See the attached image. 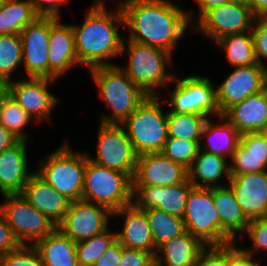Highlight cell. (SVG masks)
Wrapping results in <instances>:
<instances>
[{"mask_svg":"<svg viewBox=\"0 0 267 266\" xmlns=\"http://www.w3.org/2000/svg\"><path fill=\"white\" fill-rule=\"evenodd\" d=\"M233 3H239L247 5L250 8V0H230Z\"/></svg>","mask_w":267,"mask_h":266,"instance_id":"obj_53","label":"cell"},{"mask_svg":"<svg viewBox=\"0 0 267 266\" xmlns=\"http://www.w3.org/2000/svg\"><path fill=\"white\" fill-rule=\"evenodd\" d=\"M241 256L240 247L234 243L209 246L202 252L195 266H232Z\"/></svg>","mask_w":267,"mask_h":266,"instance_id":"obj_39","label":"cell"},{"mask_svg":"<svg viewBox=\"0 0 267 266\" xmlns=\"http://www.w3.org/2000/svg\"><path fill=\"white\" fill-rule=\"evenodd\" d=\"M44 159L35 173L71 202L81 200L87 154L74 152L66 141Z\"/></svg>","mask_w":267,"mask_h":266,"instance_id":"obj_5","label":"cell"},{"mask_svg":"<svg viewBox=\"0 0 267 266\" xmlns=\"http://www.w3.org/2000/svg\"><path fill=\"white\" fill-rule=\"evenodd\" d=\"M20 139L10 132L5 126L0 124V153L16 145Z\"/></svg>","mask_w":267,"mask_h":266,"instance_id":"obj_47","label":"cell"},{"mask_svg":"<svg viewBox=\"0 0 267 266\" xmlns=\"http://www.w3.org/2000/svg\"><path fill=\"white\" fill-rule=\"evenodd\" d=\"M8 95V84L6 81L0 80V107L4 98Z\"/></svg>","mask_w":267,"mask_h":266,"instance_id":"obj_51","label":"cell"},{"mask_svg":"<svg viewBox=\"0 0 267 266\" xmlns=\"http://www.w3.org/2000/svg\"><path fill=\"white\" fill-rule=\"evenodd\" d=\"M96 157L88 156L92 162L126 174L131 180L135 175L137 155L121 124L99 122Z\"/></svg>","mask_w":267,"mask_h":266,"instance_id":"obj_11","label":"cell"},{"mask_svg":"<svg viewBox=\"0 0 267 266\" xmlns=\"http://www.w3.org/2000/svg\"><path fill=\"white\" fill-rule=\"evenodd\" d=\"M232 266H258V263L241 256Z\"/></svg>","mask_w":267,"mask_h":266,"instance_id":"obj_50","label":"cell"},{"mask_svg":"<svg viewBox=\"0 0 267 266\" xmlns=\"http://www.w3.org/2000/svg\"><path fill=\"white\" fill-rule=\"evenodd\" d=\"M124 246L116 240L92 266H117Z\"/></svg>","mask_w":267,"mask_h":266,"instance_id":"obj_46","label":"cell"},{"mask_svg":"<svg viewBox=\"0 0 267 266\" xmlns=\"http://www.w3.org/2000/svg\"><path fill=\"white\" fill-rule=\"evenodd\" d=\"M32 120L31 116L9 94L4 98L0 107V124L20 140H29L24 129L30 122L32 123Z\"/></svg>","mask_w":267,"mask_h":266,"instance_id":"obj_37","label":"cell"},{"mask_svg":"<svg viewBox=\"0 0 267 266\" xmlns=\"http://www.w3.org/2000/svg\"><path fill=\"white\" fill-rule=\"evenodd\" d=\"M115 216H123L124 218L121 231H116L117 240L124 247L156 254L157 248L145 211L139 210L133 204H130L113 212V217Z\"/></svg>","mask_w":267,"mask_h":266,"instance_id":"obj_24","label":"cell"},{"mask_svg":"<svg viewBox=\"0 0 267 266\" xmlns=\"http://www.w3.org/2000/svg\"><path fill=\"white\" fill-rule=\"evenodd\" d=\"M82 200L115 212L132 204V180L120 171L92 162L87 154Z\"/></svg>","mask_w":267,"mask_h":266,"instance_id":"obj_7","label":"cell"},{"mask_svg":"<svg viewBox=\"0 0 267 266\" xmlns=\"http://www.w3.org/2000/svg\"><path fill=\"white\" fill-rule=\"evenodd\" d=\"M251 34L257 63L267 68L264 63V61H267V22L263 18H256L251 29Z\"/></svg>","mask_w":267,"mask_h":266,"instance_id":"obj_42","label":"cell"},{"mask_svg":"<svg viewBox=\"0 0 267 266\" xmlns=\"http://www.w3.org/2000/svg\"><path fill=\"white\" fill-rule=\"evenodd\" d=\"M39 212L58 225L69 209L71 201L47 184L35 172L20 193Z\"/></svg>","mask_w":267,"mask_h":266,"instance_id":"obj_22","label":"cell"},{"mask_svg":"<svg viewBox=\"0 0 267 266\" xmlns=\"http://www.w3.org/2000/svg\"><path fill=\"white\" fill-rule=\"evenodd\" d=\"M206 248L200 239L186 231L160 245L155 258L166 266H195Z\"/></svg>","mask_w":267,"mask_h":266,"instance_id":"obj_28","label":"cell"},{"mask_svg":"<svg viewBox=\"0 0 267 266\" xmlns=\"http://www.w3.org/2000/svg\"><path fill=\"white\" fill-rule=\"evenodd\" d=\"M0 266H44L38 251L31 245L0 256Z\"/></svg>","mask_w":267,"mask_h":266,"instance_id":"obj_41","label":"cell"},{"mask_svg":"<svg viewBox=\"0 0 267 266\" xmlns=\"http://www.w3.org/2000/svg\"><path fill=\"white\" fill-rule=\"evenodd\" d=\"M23 46L20 34L0 35V80L12 81L18 66H23Z\"/></svg>","mask_w":267,"mask_h":266,"instance_id":"obj_35","label":"cell"},{"mask_svg":"<svg viewBox=\"0 0 267 266\" xmlns=\"http://www.w3.org/2000/svg\"><path fill=\"white\" fill-rule=\"evenodd\" d=\"M158 96L147 99L121 124L137 156L161 153L168 139V111L162 112ZM161 102V103H160Z\"/></svg>","mask_w":267,"mask_h":266,"instance_id":"obj_6","label":"cell"},{"mask_svg":"<svg viewBox=\"0 0 267 266\" xmlns=\"http://www.w3.org/2000/svg\"><path fill=\"white\" fill-rule=\"evenodd\" d=\"M88 71L98 87V98L112 112L110 115L103 113L100 123L122 124L148 97L117 64L97 66Z\"/></svg>","mask_w":267,"mask_h":266,"instance_id":"obj_3","label":"cell"},{"mask_svg":"<svg viewBox=\"0 0 267 266\" xmlns=\"http://www.w3.org/2000/svg\"><path fill=\"white\" fill-rule=\"evenodd\" d=\"M230 162L231 175L265 171L267 139L258 132L242 134Z\"/></svg>","mask_w":267,"mask_h":266,"instance_id":"obj_26","label":"cell"},{"mask_svg":"<svg viewBox=\"0 0 267 266\" xmlns=\"http://www.w3.org/2000/svg\"><path fill=\"white\" fill-rule=\"evenodd\" d=\"M21 246L0 210V256L16 251Z\"/></svg>","mask_w":267,"mask_h":266,"instance_id":"obj_44","label":"cell"},{"mask_svg":"<svg viewBox=\"0 0 267 266\" xmlns=\"http://www.w3.org/2000/svg\"><path fill=\"white\" fill-rule=\"evenodd\" d=\"M110 217L113 212L107 207L81 199L71 202L57 228L77 243L107 230Z\"/></svg>","mask_w":267,"mask_h":266,"instance_id":"obj_13","label":"cell"},{"mask_svg":"<svg viewBox=\"0 0 267 266\" xmlns=\"http://www.w3.org/2000/svg\"><path fill=\"white\" fill-rule=\"evenodd\" d=\"M124 29L129 40L168 51L173 55L177 42L192 29L193 13L171 0H120ZM191 22V23H190Z\"/></svg>","mask_w":267,"mask_h":266,"instance_id":"obj_1","label":"cell"},{"mask_svg":"<svg viewBox=\"0 0 267 266\" xmlns=\"http://www.w3.org/2000/svg\"><path fill=\"white\" fill-rule=\"evenodd\" d=\"M228 186L235 193L246 218H267V175L265 171L231 175Z\"/></svg>","mask_w":267,"mask_h":266,"instance_id":"obj_19","label":"cell"},{"mask_svg":"<svg viewBox=\"0 0 267 266\" xmlns=\"http://www.w3.org/2000/svg\"><path fill=\"white\" fill-rule=\"evenodd\" d=\"M50 17L40 16L20 33L26 77L48 78Z\"/></svg>","mask_w":267,"mask_h":266,"instance_id":"obj_17","label":"cell"},{"mask_svg":"<svg viewBox=\"0 0 267 266\" xmlns=\"http://www.w3.org/2000/svg\"><path fill=\"white\" fill-rule=\"evenodd\" d=\"M182 219L186 231L207 247L229 245L219 234V215L214 205L213 188L193 186Z\"/></svg>","mask_w":267,"mask_h":266,"instance_id":"obj_9","label":"cell"},{"mask_svg":"<svg viewBox=\"0 0 267 266\" xmlns=\"http://www.w3.org/2000/svg\"><path fill=\"white\" fill-rule=\"evenodd\" d=\"M244 233L248 236L251 243H253V246L252 249L251 246L247 249L240 247L241 255L259 264V262L254 259V252L258 250L267 251V218L251 220Z\"/></svg>","mask_w":267,"mask_h":266,"instance_id":"obj_40","label":"cell"},{"mask_svg":"<svg viewBox=\"0 0 267 266\" xmlns=\"http://www.w3.org/2000/svg\"><path fill=\"white\" fill-rule=\"evenodd\" d=\"M116 240V232H111L108 228L89 239L77 242L76 252L79 266H92Z\"/></svg>","mask_w":267,"mask_h":266,"instance_id":"obj_36","label":"cell"},{"mask_svg":"<svg viewBox=\"0 0 267 266\" xmlns=\"http://www.w3.org/2000/svg\"><path fill=\"white\" fill-rule=\"evenodd\" d=\"M258 133H260L263 137L267 139V121L265 122V124L262 126L261 130Z\"/></svg>","mask_w":267,"mask_h":266,"instance_id":"obj_52","label":"cell"},{"mask_svg":"<svg viewBox=\"0 0 267 266\" xmlns=\"http://www.w3.org/2000/svg\"><path fill=\"white\" fill-rule=\"evenodd\" d=\"M223 115L241 135L259 132L267 121V88L234 104Z\"/></svg>","mask_w":267,"mask_h":266,"instance_id":"obj_25","label":"cell"},{"mask_svg":"<svg viewBox=\"0 0 267 266\" xmlns=\"http://www.w3.org/2000/svg\"><path fill=\"white\" fill-rule=\"evenodd\" d=\"M215 43L225 51L228 63L234 68L257 64L251 31L227 35Z\"/></svg>","mask_w":267,"mask_h":266,"instance_id":"obj_32","label":"cell"},{"mask_svg":"<svg viewBox=\"0 0 267 266\" xmlns=\"http://www.w3.org/2000/svg\"><path fill=\"white\" fill-rule=\"evenodd\" d=\"M200 143L201 141L168 137L161 153L188 169L197 156Z\"/></svg>","mask_w":267,"mask_h":266,"instance_id":"obj_38","label":"cell"},{"mask_svg":"<svg viewBox=\"0 0 267 266\" xmlns=\"http://www.w3.org/2000/svg\"><path fill=\"white\" fill-rule=\"evenodd\" d=\"M59 19L50 17L48 78L55 80L80 64L72 25Z\"/></svg>","mask_w":267,"mask_h":266,"instance_id":"obj_20","label":"cell"},{"mask_svg":"<svg viewBox=\"0 0 267 266\" xmlns=\"http://www.w3.org/2000/svg\"><path fill=\"white\" fill-rule=\"evenodd\" d=\"M255 20L247 5L229 2L207 10L194 22L192 30L216 42L227 35L251 31Z\"/></svg>","mask_w":267,"mask_h":266,"instance_id":"obj_12","label":"cell"},{"mask_svg":"<svg viewBox=\"0 0 267 266\" xmlns=\"http://www.w3.org/2000/svg\"><path fill=\"white\" fill-rule=\"evenodd\" d=\"M145 212L156 248L186 232L185 224L181 217L156 208L147 209Z\"/></svg>","mask_w":267,"mask_h":266,"instance_id":"obj_33","label":"cell"},{"mask_svg":"<svg viewBox=\"0 0 267 266\" xmlns=\"http://www.w3.org/2000/svg\"><path fill=\"white\" fill-rule=\"evenodd\" d=\"M38 17L32 2L27 0H3L0 3V35L20 34Z\"/></svg>","mask_w":267,"mask_h":266,"instance_id":"obj_31","label":"cell"},{"mask_svg":"<svg viewBox=\"0 0 267 266\" xmlns=\"http://www.w3.org/2000/svg\"><path fill=\"white\" fill-rule=\"evenodd\" d=\"M173 82L176 85L169 93L170 99H167L172 106L169 109L171 112L193 113L208 118H215L220 115L216 88L209 77L192 74L180 79L175 76Z\"/></svg>","mask_w":267,"mask_h":266,"instance_id":"obj_10","label":"cell"},{"mask_svg":"<svg viewBox=\"0 0 267 266\" xmlns=\"http://www.w3.org/2000/svg\"><path fill=\"white\" fill-rule=\"evenodd\" d=\"M250 9L256 18H263L267 13V0H250Z\"/></svg>","mask_w":267,"mask_h":266,"instance_id":"obj_49","label":"cell"},{"mask_svg":"<svg viewBox=\"0 0 267 266\" xmlns=\"http://www.w3.org/2000/svg\"><path fill=\"white\" fill-rule=\"evenodd\" d=\"M149 266H166V265H164L155 258Z\"/></svg>","mask_w":267,"mask_h":266,"instance_id":"obj_54","label":"cell"},{"mask_svg":"<svg viewBox=\"0 0 267 266\" xmlns=\"http://www.w3.org/2000/svg\"><path fill=\"white\" fill-rule=\"evenodd\" d=\"M197 3L198 8V18H200L207 10L210 8L216 7V6H221L223 4H227L231 2L230 0H194Z\"/></svg>","mask_w":267,"mask_h":266,"instance_id":"obj_48","label":"cell"},{"mask_svg":"<svg viewBox=\"0 0 267 266\" xmlns=\"http://www.w3.org/2000/svg\"><path fill=\"white\" fill-rule=\"evenodd\" d=\"M27 145V141L20 140L0 153L1 195L21 193L33 174L28 168Z\"/></svg>","mask_w":267,"mask_h":266,"instance_id":"obj_21","label":"cell"},{"mask_svg":"<svg viewBox=\"0 0 267 266\" xmlns=\"http://www.w3.org/2000/svg\"><path fill=\"white\" fill-rule=\"evenodd\" d=\"M127 51L128 64L124 67L120 66V68L148 96H158L159 94L160 99L163 98L158 87L160 89L167 88L175 77V74L167 72V65H173L171 64L172 54L157 47L126 40L124 37L121 57Z\"/></svg>","mask_w":267,"mask_h":266,"instance_id":"obj_4","label":"cell"},{"mask_svg":"<svg viewBox=\"0 0 267 266\" xmlns=\"http://www.w3.org/2000/svg\"><path fill=\"white\" fill-rule=\"evenodd\" d=\"M33 246L44 266H79L76 243L58 228Z\"/></svg>","mask_w":267,"mask_h":266,"instance_id":"obj_30","label":"cell"},{"mask_svg":"<svg viewBox=\"0 0 267 266\" xmlns=\"http://www.w3.org/2000/svg\"><path fill=\"white\" fill-rule=\"evenodd\" d=\"M2 196L4 203L0 204V210L22 245L33 246L57 228L55 223L39 212L20 193Z\"/></svg>","mask_w":267,"mask_h":266,"instance_id":"obj_8","label":"cell"},{"mask_svg":"<svg viewBox=\"0 0 267 266\" xmlns=\"http://www.w3.org/2000/svg\"><path fill=\"white\" fill-rule=\"evenodd\" d=\"M69 0H32L35 11L39 16L56 17L60 16V7Z\"/></svg>","mask_w":267,"mask_h":266,"instance_id":"obj_45","label":"cell"},{"mask_svg":"<svg viewBox=\"0 0 267 266\" xmlns=\"http://www.w3.org/2000/svg\"><path fill=\"white\" fill-rule=\"evenodd\" d=\"M267 88V68L258 63L247 67H235L216 88L220 115L246 97Z\"/></svg>","mask_w":267,"mask_h":266,"instance_id":"obj_14","label":"cell"},{"mask_svg":"<svg viewBox=\"0 0 267 266\" xmlns=\"http://www.w3.org/2000/svg\"><path fill=\"white\" fill-rule=\"evenodd\" d=\"M188 170V180L194 187L217 188L228 185L220 184L221 178L229 182L230 164L226 158L199 149Z\"/></svg>","mask_w":267,"mask_h":266,"instance_id":"obj_27","label":"cell"},{"mask_svg":"<svg viewBox=\"0 0 267 266\" xmlns=\"http://www.w3.org/2000/svg\"><path fill=\"white\" fill-rule=\"evenodd\" d=\"M188 179V170L162 153L137 156L132 186H171Z\"/></svg>","mask_w":267,"mask_h":266,"instance_id":"obj_18","label":"cell"},{"mask_svg":"<svg viewBox=\"0 0 267 266\" xmlns=\"http://www.w3.org/2000/svg\"><path fill=\"white\" fill-rule=\"evenodd\" d=\"M7 82L8 94L38 123L50 119L51 111L60 104V98L49 91L50 78L25 77V79Z\"/></svg>","mask_w":267,"mask_h":266,"instance_id":"obj_15","label":"cell"},{"mask_svg":"<svg viewBox=\"0 0 267 266\" xmlns=\"http://www.w3.org/2000/svg\"><path fill=\"white\" fill-rule=\"evenodd\" d=\"M215 208L219 215V234L229 243H236V234L240 240L250 222L241 206L238 204L235 193L229 186L213 188ZM234 241V242H233Z\"/></svg>","mask_w":267,"mask_h":266,"instance_id":"obj_23","label":"cell"},{"mask_svg":"<svg viewBox=\"0 0 267 266\" xmlns=\"http://www.w3.org/2000/svg\"><path fill=\"white\" fill-rule=\"evenodd\" d=\"M105 3L104 0H95L86 12L83 24H72L79 63L88 70L115 65L109 60L121 58L124 34H119L118 29L120 25L124 28L123 13L119 4L115 10L108 11Z\"/></svg>","mask_w":267,"mask_h":266,"instance_id":"obj_2","label":"cell"},{"mask_svg":"<svg viewBox=\"0 0 267 266\" xmlns=\"http://www.w3.org/2000/svg\"><path fill=\"white\" fill-rule=\"evenodd\" d=\"M217 118L219 122L216 123L212 122V117L206 120L201 133V139L204 140L206 138L207 142L204 147L200 143L199 149L226 159L230 157L228 159H231L240 143L241 134L224 115H219Z\"/></svg>","mask_w":267,"mask_h":266,"instance_id":"obj_29","label":"cell"},{"mask_svg":"<svg viewBox=\"0 0 267 266\" xmlns=\"http://www.w3.org/2000/svg\"><path fill=\"white\" fill-rule=\"evenodd\" d=\"M208 117L193 113H174L168 110V136L201 141V133Z\"/></svg>","mask_w":267,"mask_h":266,"instance_id":"obj_34","label":"cell"},{"mask_svg":"<svg viewBox=\"0 0 267 266\" xmlns=\"http://www.w3.org/2000/svg\"><path fill=\"white\" fill-rule=\"evenodd\" d=\"M192 187L188 179L171 186H132V204L142 211L156 208L183 218Z\"/></svg>","mask_w":267,"mask_h":266,"instance_id":"obj_16","label":"cell"},{"mask_svg":"<svg viewBox=\"0 0 267 266\" xmlns=\"http://www.w3.org/2000/svg\"><path fill=\"white\" fill-rule=\"evenodd\" d=\"M154 259L151 252L124 247L117 266H149Z\"/></svg>","mask_w":267,"mask_h":266,"instance_id":"obj_43","label":"cell"},{"mask_svg":"<svg viewBox=\"0 0 267 266\" xmlns=\"http://www.w3.org/2000/svg\"><path fill=\"white\" fill-rule=\"evenodd\" d=\"M263 19L267 22V13H266V15L263 17Z\"/></svg>","mask_w":267,"mask_h":266,"instance_id":"obj_55","label":"cell"}]
</instances>
